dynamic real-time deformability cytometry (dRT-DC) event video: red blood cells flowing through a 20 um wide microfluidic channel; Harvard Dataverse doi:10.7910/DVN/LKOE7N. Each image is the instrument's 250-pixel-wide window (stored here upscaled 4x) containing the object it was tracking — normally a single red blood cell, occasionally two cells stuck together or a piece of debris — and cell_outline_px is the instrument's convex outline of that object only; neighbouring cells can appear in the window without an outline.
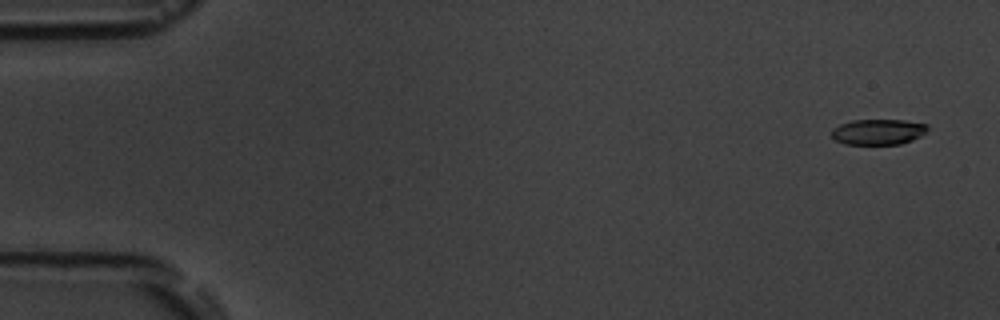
{"species": "common noctule bat (a hibernating species)", "species_latin": "Nyctalus noctula", "temperature_condition": "room temperature", "stored_images_in_passage": 11, "camera_frame_rate_fps": 3000, "um_per_image_px": 0.085, "animal": {"sex": "male", "body_mass_g": 19.5, "forearm_length_mm": 54.6}, "frame": {"image": 1, "passage_image": 1, "time_ms": 0.0, "image_size_px": [1000, 320], "cell_outline_px": [[928, 128], [920, 136], [912, 140], [900, 144], [844, 144], [836, 140], [832, 136], [832, 128], [840, 124], [852, 120], [904, 120], [928, 124]], "centroid_in_image_um": [74.63, 11.2], "position_along_channel_um": 10.4, "area_um2": 14.28}}
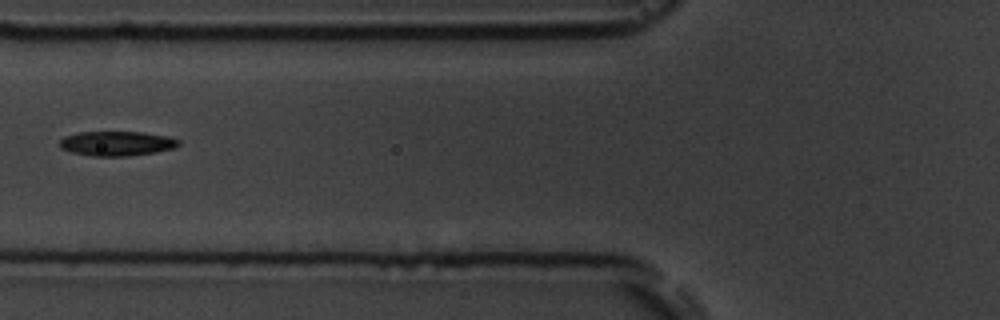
{"frame": {"image": 2, "passage_image": 6, "time_ms": 6.667, "image_size_px": [1000, 320], "cell_outline_px": [[180, 144], [176, 148], [156, 152], [128, 156], [92, 156], [72, 152], [60, 148], [60, 140], [64, 136], [80, 132], [144, 132], [168, 136], [180, 140]], "centroid_in_image_um": [9.96, 12.19], "position_along_channel_um": 115.8, "area_um2": 17.17}}
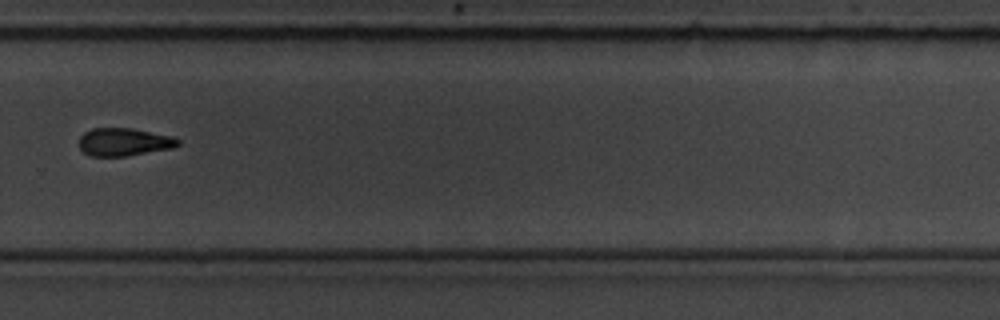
{"frame": {"image": 3, "passage_image": 11, "time_ms": 12.333, "image_size_px": [1000, 320], "cell_outline_px": [[180, 144], [172, 148], [124, 156], [88, 156], [76, 144], [80, 136], [84, 132], [92, 128], [132, 128], [172, 136], [180, 140]], "centroid_in_image_um": [10.49, 12.06], "position_along_channel_um": 319.3, "area_um2": 16.18}}